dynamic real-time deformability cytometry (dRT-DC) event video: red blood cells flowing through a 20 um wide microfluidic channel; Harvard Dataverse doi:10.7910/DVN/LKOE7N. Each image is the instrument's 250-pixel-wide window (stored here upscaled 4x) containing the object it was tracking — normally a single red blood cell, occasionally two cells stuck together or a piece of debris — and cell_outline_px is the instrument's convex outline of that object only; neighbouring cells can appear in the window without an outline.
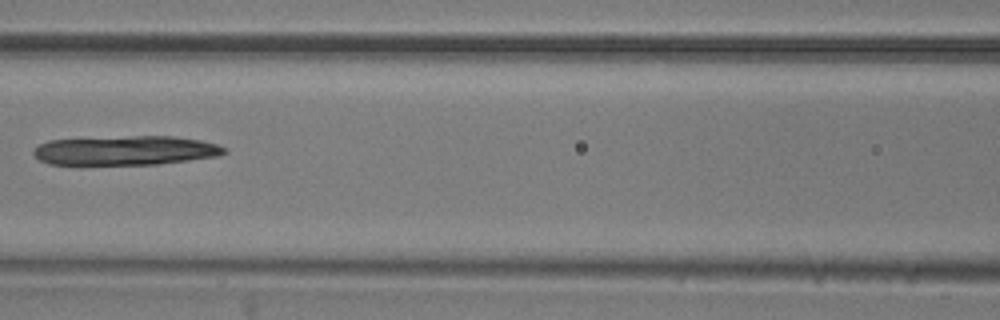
{"species": "common noctule bat (a hibernating species)", "species_latin": "Nyctalus noctula", "temperature_condition": "room temperature", "stored_images_in_passage": 5, "camera_frame_rate_fps": 3000, "um_per_image_px": 0.085, "animal": {"sex": "male", "body_mass_g": 20.5, "forearm_length_mm": 52.5}, "frame": {"image": 1, "passage_image": 4, "time_ms": 1.0, "image_size_px": [1000, 320], "cell_outline_px": [[228, 152], [220, 156], [156, 164], [48, 164], [40, 160], [32, 152], [40, 144], [48, 140], [132, 136], [172, 136], [200, 140], [216, 144], [224, 148]], "centroid_in_image_um": [10.69, 12.78], "position_along_channel_um": 155.9, "area_um2": 32.31}}